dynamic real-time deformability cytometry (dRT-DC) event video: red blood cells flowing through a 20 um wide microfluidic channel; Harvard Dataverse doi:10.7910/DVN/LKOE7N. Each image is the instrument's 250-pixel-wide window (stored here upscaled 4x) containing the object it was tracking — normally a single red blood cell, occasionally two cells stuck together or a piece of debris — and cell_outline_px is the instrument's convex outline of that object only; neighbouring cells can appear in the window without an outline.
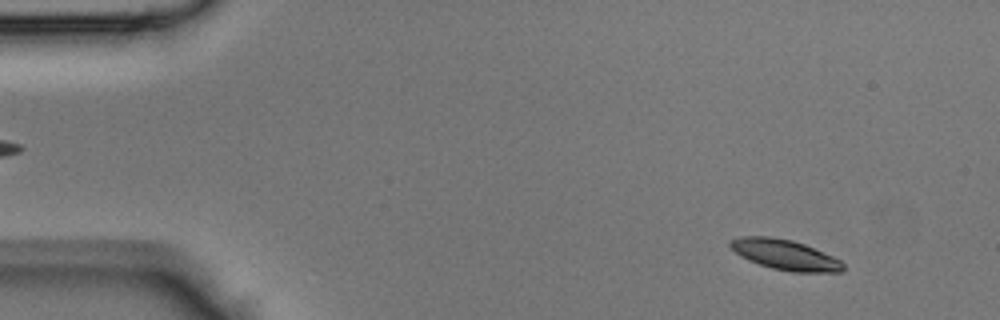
{"species": "Egyptian fruit bat (a non-hibernating species)", "species_latin": "Rousettus aegyptiacus", "temperature_condition": "room temperature", "stored_images_in_passage": 44, "camera_frame_rate_fps": 3000, "um_per_image_px": 0.085, "animal": {"sex": "male"}, "frame": {"image": 1, "passage_image": 4, "time_ms": 1.0, "image_size_px": [1000, 320], "cell_outline_px": [[844, 268], [840, 272], [792, 272], [772, 268], [748, 260], [740, 256], [728, 244], [732, 240], [744, 236], [772, 236], [792, 240], [804, 244], [832, 256], [840, 260], [844, 264]], "centroid_in_image_um": [66.73, 21.65], "position_along_channel_um": 18.3, "area_um2": 19.71}}
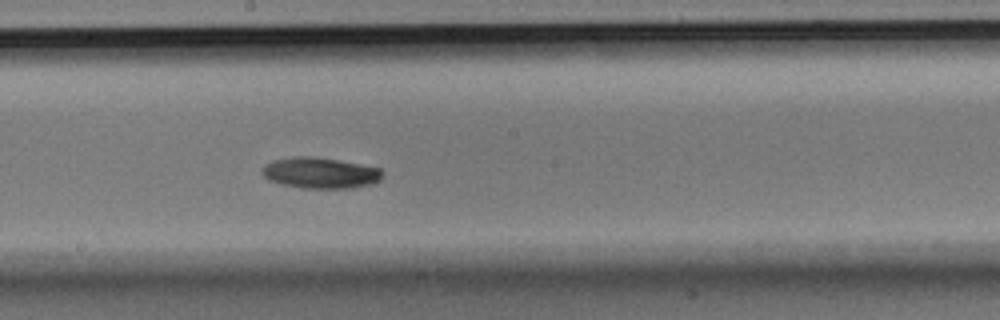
{"frame": {"image": 2, "passage_image": 24, "time_ms": 7.667, "image_size_px": [1000, 320], "cell_outline_px": [[384, 176], [380, 180], [372, 184], [352, 188], [300, 188], [268, 180], [260, 172], [260, 168], [264, 164], [272, 160], [292, 156], [312, 156], [340, 160], [380, 168], [384, 172]], "centroid_in_image_um": [27.21, 14.69], "position_along_channel_um": 221.0, "area_um2": 22.08}}
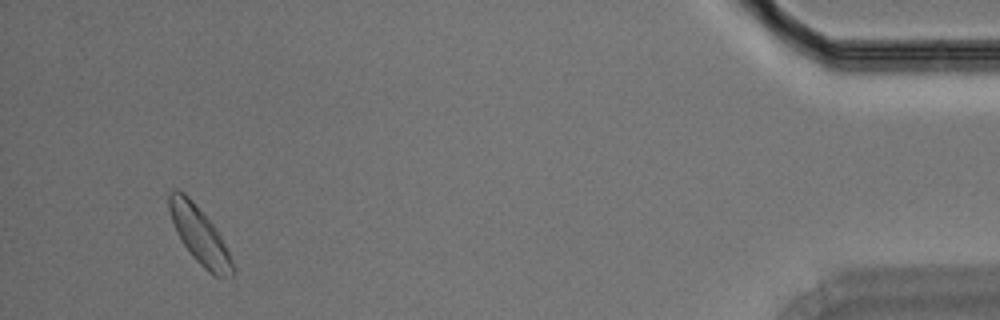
{"frame": {"image": 3, "passage_image": 42, "time_ms": 13.667, "image_size_px": [1000, 320], "cell_outline_px": [[236, 272], [232, 276], [212, 276], [192, 256], [176, 232], [168, 208], [168, 192], [172, 188], [176, 188], [184, 192], [192, 200], [216, 228], [236, 268]], "centroid_in_image_um": [16.95, 19.98], "position_along_channel_um": 418.3, "area_um2": 20.98}}